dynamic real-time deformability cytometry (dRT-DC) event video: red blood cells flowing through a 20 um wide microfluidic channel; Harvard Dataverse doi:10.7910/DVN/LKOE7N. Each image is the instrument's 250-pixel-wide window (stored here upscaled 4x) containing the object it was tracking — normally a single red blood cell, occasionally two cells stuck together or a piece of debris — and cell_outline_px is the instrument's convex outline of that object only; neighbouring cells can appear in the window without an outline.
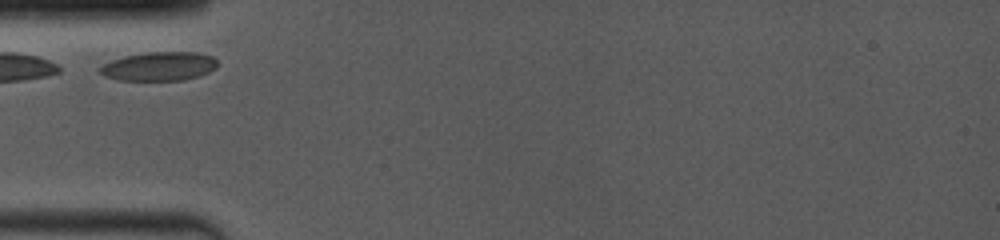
{"species": "common noctule bat (a hibernating species)", "species_latin": "Nyctalus noctula", "temperature_condition": "room temperature", "stored_images_in_passage": 28, "camera_frame_rate_fps": 4000, "um_per_image_px": 0.085, "animal": {"sex": "female", "body_mass_g": 19.0, "forearm_length_mm": 53.3}, "frame": {"image": 1, "passage_image": 1, "time_ms": 0.0, "image_size_px": [1000, 240], "cell_outline_px": [[216, 68], [208, 72], [184, 80], [120, 80], [108, 76], [100, 72], [96, 68], [112, 60], [124, 56], [148, 52], [196, 52], [212, 56], [216, 60]], "centroid_in_image_um": [13.52, 5.63], "position_along_channel_um": 71.5, "area_um2": 19.54}}
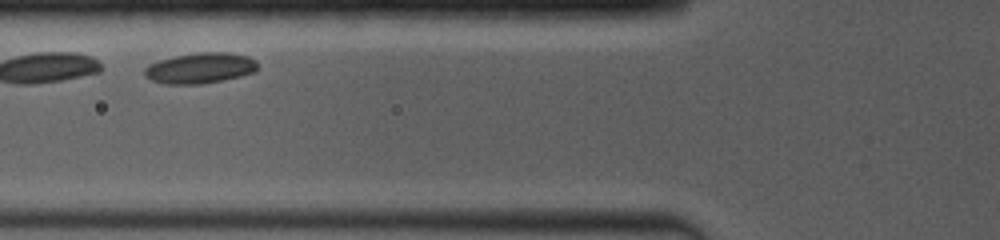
{"frame": {"image": 2, "passage_image": 5, "time_ms": 1.0, "image_size_px": [1000, 240], "cell_outline_px": [[256, 68], [252, 72], [240, 76], [200, 84], [168, 84], [152, 80], [144, 76], [144, 68], [148, 64], [160, 60], [176, 56], [200, 52], [224, 52], [248, 56], [256, 60]], "centroid_in_image_um": [16.97, 5.78], "position_along_channel_um": 108.8, "area_um2": 19.88}}